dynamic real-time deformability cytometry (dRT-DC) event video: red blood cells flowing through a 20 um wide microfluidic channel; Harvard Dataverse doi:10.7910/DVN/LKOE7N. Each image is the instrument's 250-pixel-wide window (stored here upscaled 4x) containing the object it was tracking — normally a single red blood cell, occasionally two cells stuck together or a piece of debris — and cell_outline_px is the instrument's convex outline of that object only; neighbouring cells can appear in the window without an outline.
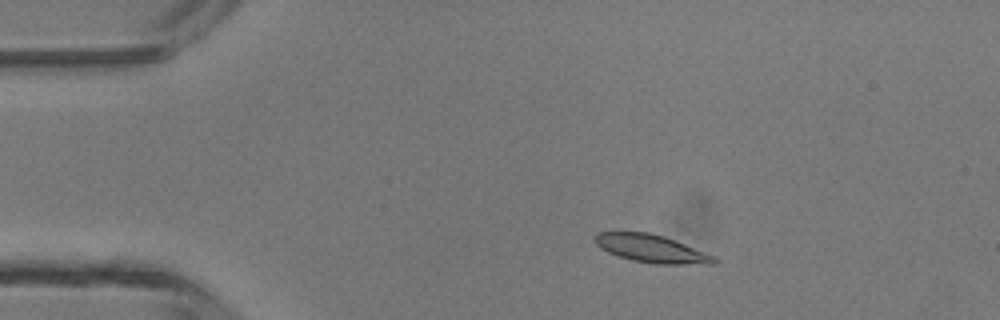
{"species": "common noctule bat (a hibernating species)", "species_latin": "Nyctalus noctula", "temperature_condition": "room temperature", "stored_images_in_passage": 24, "camera_frame_rate_fps": 3000, "um_per_image_px": 0.085, "animal": {"sex": "male", "body_mass_g": 13.3}, "frame": {"image": 1, "passage_image": 6, "time_ms": 1.667, "image_size_px": [1000, 320], "cell_outline_px": [[720, 260], [716, 264], [656, 264], [632, 260], [608, 252], [600, 248], [596, 244], [596, 232], [648, 232], [664, 236], [716, 256]], "centroid_in_image_um": [55.43, 21.14], "position_along_channel_um": 29.6, "area_um2": 19.31}}
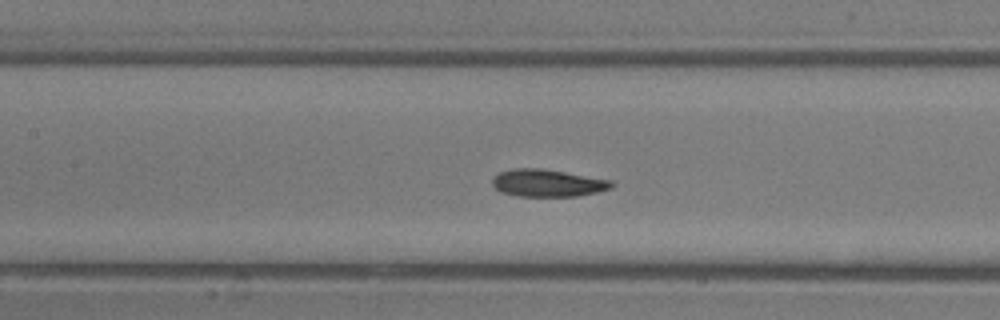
{"frame": {"image": 2, "passage_image": 19, "time_ms": 6.0, "image_size_px": [1000, 320], "cell_outline_px": [[616, 184], [612, 188], [596, 192], [576, 196], [516, 196], [500, 192], [492, 184], [492, 176], [500, 172], [512, 168], [540, 168], [612, 180]], "centroid_in_image_um": [46.53, 15.55], "position_along_channel_um": 160.9, "area_um2": 19.07}}
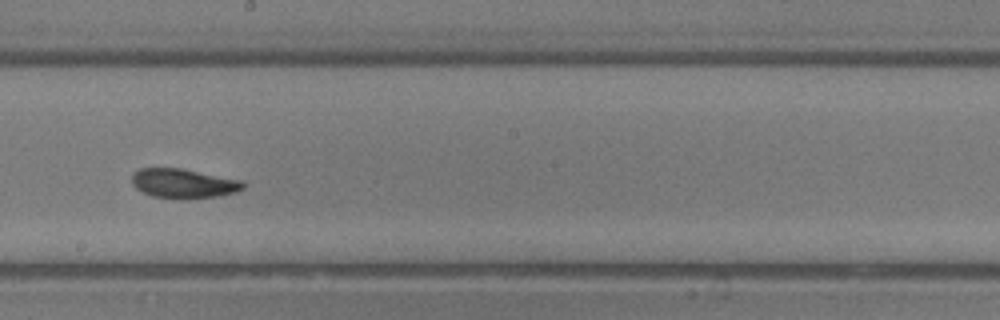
{"frame": {"image": 3, "passage_image": 24, "time_ms": 7.667, "image_size_px": [1000, 320], "cell_outline_px": [[244, 188], [236, 192], [220, 196], [152, 196], [140, 192], [132, 184], [132, 176], [140, 168], [180, 168], [244, 180]], "centroid_in_image_um": [15.61, 15.55], "position_along_channel_um": 232.6, "area_um2": 18.44}}